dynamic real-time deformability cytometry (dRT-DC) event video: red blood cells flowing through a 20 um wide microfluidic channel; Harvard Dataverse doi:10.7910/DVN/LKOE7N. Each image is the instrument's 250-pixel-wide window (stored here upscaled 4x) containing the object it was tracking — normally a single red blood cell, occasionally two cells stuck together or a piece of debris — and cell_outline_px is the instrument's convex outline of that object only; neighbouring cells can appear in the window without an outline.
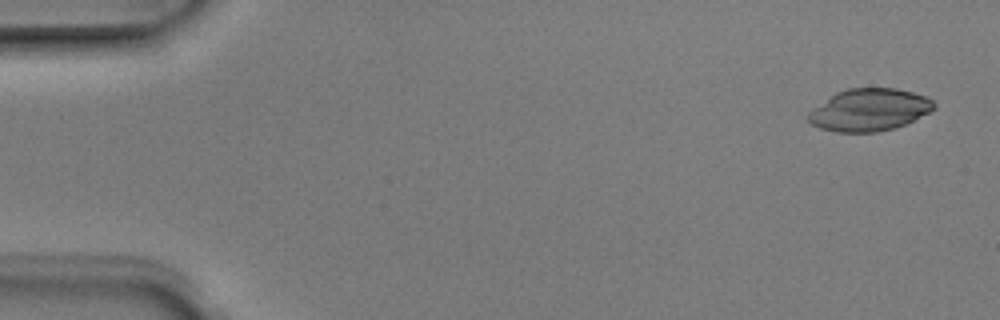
{"species": "Egyptian fruit bat (a non-hibernating species)", "species_latin": "Rousettus aegyptiacus", "temperature_condition": "room temperature", "stored_images_in_passage": 5, "camera_frame_rate_fps": 3000, "um_per_image_px": 0.085, "animal": {"sex": "male"}, "frame": {"image": 1, "passage_image": 1, "time_ms": 0.0, "image_size_px": [1000, 320], "cell_outline_px": [[936, 108], [904, 124], [892, 128], [876, 132], [836, 132], [820, 128], [812, 124], [808, 120], [808, 112], [812, 108], [836, 92], [848, 88], [896, 88], [912, 92], [924, 96], [932, 100], [936, 104]], "centroid_in_image_um": [73.85, 9.33], "position_along_channel_um": 11.1, "area_um2": 30.75}}